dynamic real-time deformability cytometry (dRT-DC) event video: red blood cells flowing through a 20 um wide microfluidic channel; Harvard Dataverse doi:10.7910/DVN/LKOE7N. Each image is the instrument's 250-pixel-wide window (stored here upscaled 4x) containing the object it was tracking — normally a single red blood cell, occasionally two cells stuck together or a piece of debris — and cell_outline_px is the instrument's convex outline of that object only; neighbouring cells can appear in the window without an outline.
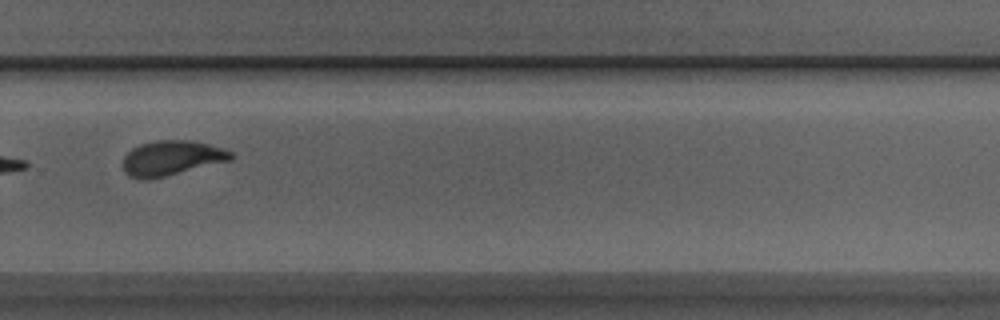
{"species": "Egyptian fruit bat (a non-hibernating species)", "species_latin": "Rousettus aegyptiacus", "temperature_condition": "room temperature", "stored_images_in_passage": 15, "camera_frame_rate_fps": 3000, "um_per_image_px": 0.085, "animal": {"sex": "male"}, "frame": {"image": 1, "passage_image": 10, "time_ms": 3.0, "image_size_px": [1000, 320], "cell_outline_px": [[236, 156], [232, 160], [148, 180], [140, 180], [128, 176], [124, 172], [124, 156], [132, 148], [140, 144], [156, 140], [192, 140], [224, 148], [232, 152]], "centroid_in_image_um": [14.6, 13.43], "position_along_channel_um": 315.2, "area_um2": 22.14}}
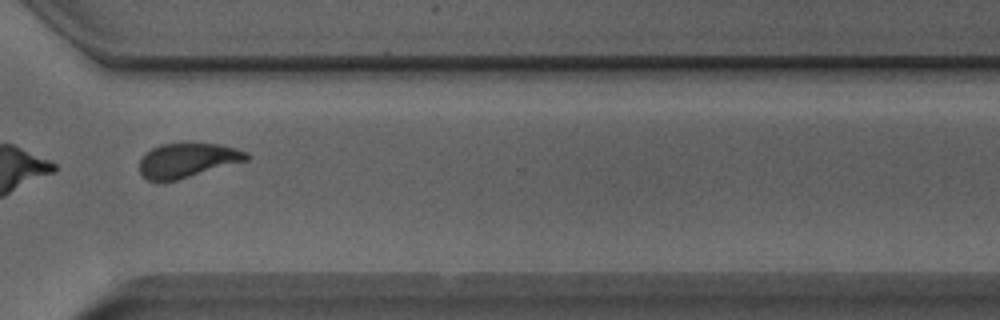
{"frame": {"image": 2, "passage_image": 11, "time_ms": 3.333, "image_size_px": [1000, 320], "cell_outline_px": [[252, 156], [248, 160], [176, 180], [148, 180], [140, 172], [140, 160], [152, 148], [160, 144], [220, 144], [236, 148], [248, 152]], "centroid_in_image_um": [15.99, 13.61], "position_along_channel_um": 354.6, "area_um2": 21.04}}